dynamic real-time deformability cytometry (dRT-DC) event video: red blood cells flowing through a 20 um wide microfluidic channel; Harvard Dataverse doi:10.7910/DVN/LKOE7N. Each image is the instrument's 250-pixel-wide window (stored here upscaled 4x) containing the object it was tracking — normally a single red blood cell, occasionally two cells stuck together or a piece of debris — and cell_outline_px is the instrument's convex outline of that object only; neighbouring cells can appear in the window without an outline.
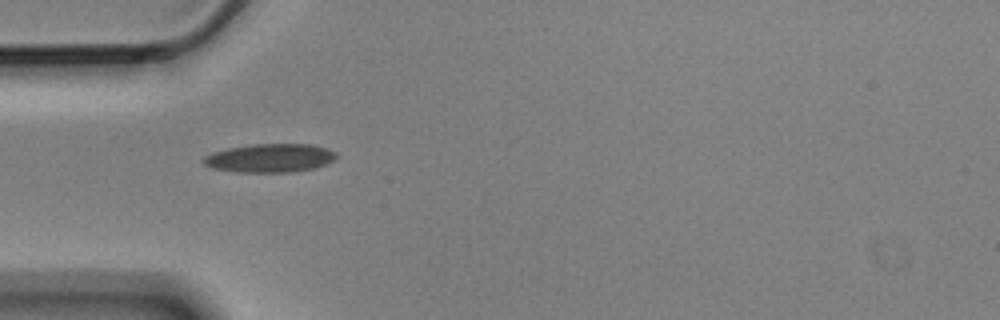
{"species": "Egyptian fruit bat (a non-hibernating species)", "species_latin": "Rousettus aegyptiacus", "temperature_condition": "cold", "stored_images_in_passage": 2, "camera_frame_rate_fps": 3000, "um_per_image_px": 0.085, "animal": {"sex": "male"}, "frame": {"image": 1, "passage_image": 1, "time_ms": 0.0, "image_size_px": [1000, 320], "cell_outline_px": [[336, 156], [332, 160], [324, 164], [312, 168], [292, 172], [236, 172], [212, 168], [204, 164], [204, 156], [212, 152], [228, 148], [252, 144], [312, 144], [336, 152]], "centroid_in_image_um": [22.9, 13.43], "position_along_channel_um": 62.1, "area_um2": 21.91}}
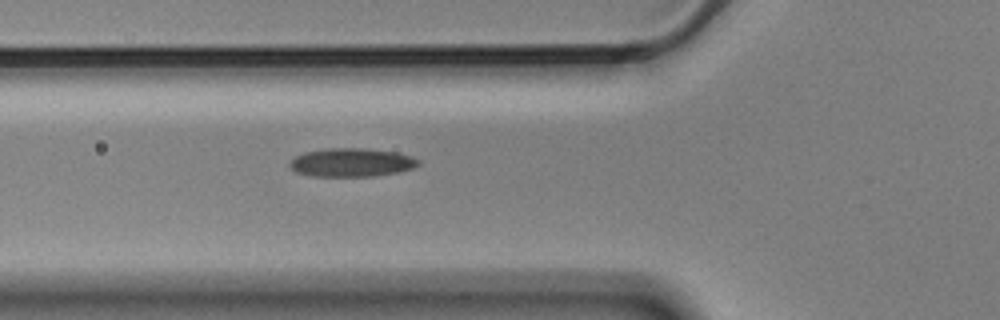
{"frame": {"image": 2, "passage_image": 2, "time_ms": 0.333, "image_size_px": [1000, 320], "cell_outline_px": [[420, 164], [412, 168], [400, 172], [376, 176], [312, 176], [296, 172], [288, 164], [296, 156], [304, 152], [328, 148], [364, 148], [396, 152], [412, 156], [420, 160]], "centroid_in_image_um": [29.91, 13.81], "position_along_channel_um": 95.9, "area_um2": 21.44}}